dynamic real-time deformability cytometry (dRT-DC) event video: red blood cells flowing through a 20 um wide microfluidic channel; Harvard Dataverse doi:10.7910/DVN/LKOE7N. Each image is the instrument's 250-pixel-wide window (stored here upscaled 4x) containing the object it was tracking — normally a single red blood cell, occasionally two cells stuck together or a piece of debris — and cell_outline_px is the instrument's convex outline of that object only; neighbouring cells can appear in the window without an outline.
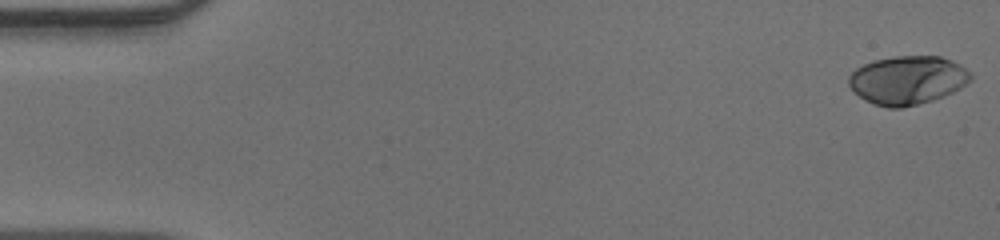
{"species": "human", "species_latin": "Homo sapiens", "temperature_condition": "warm", "stored_images_in_passage": 49, "camera_frame_rate_fps": 3000, "um_per_image_px": 0.085, "donor": {"sex": "male"}, "frame": {"image": 1, "passage_image": 1, "time_ms": 0.0, "image_size_px": [1000, 240], "cell_outline_px": [[972, 80], [960, 88], [944, 96], [932, 100], [900, 108], [888, 108], [872, 104], [864, 100], [848, 84], [848, 76], [856, 68], [872, 60], [892, 56], [940, 56], [952, 60], [960, 64], [972, 72]], "centroid_in_image_um": [77.15, 6.8], "position_along_channel_um": 7.8, "area_um2": 34.74}}
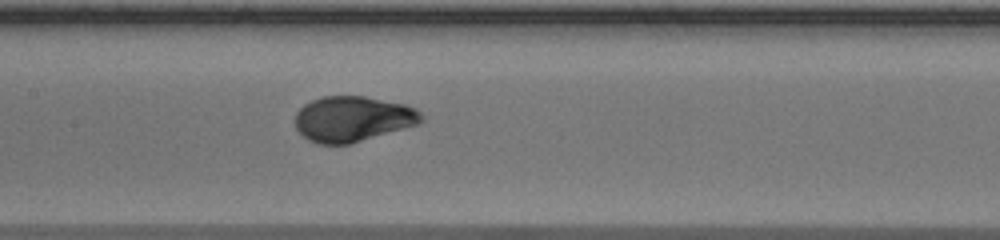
{"frame": {"image": 2, "passage_image": 24, "time_ms": 7.667, "image_size_px": [1000, 240], "cell_outline_px": [[424, 120], [420, 124], [352, 144], [316, 144], [308, 140], [296, 128], [296, 112], [304, 104], [312, 100], [324, 96], [364, 96], [404, 104], [416, 108], [424, 116]], "centroid_in_image_um": [30.01, 10.12], "position_along_channel_um": 177.4, "area_um2": 33.7}}
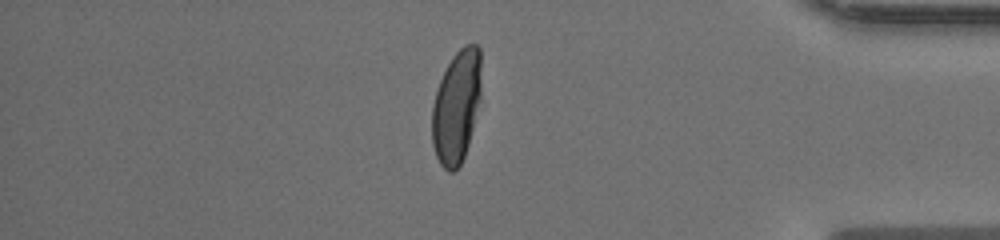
{"frame": {"image": 3, "passage_image": 42, "time_ms": 13.667, "image_size_px": [1000, 240], "cell_outline_px": [[480, 96], [468, 144], [464, 156], [460, 164], [452, 172], [448, 172], [440, 164], [436, 156], [432, 144], [432, 104], [440, 80], [452, 56], [464, 44], [476, 44], [480, 48]], "centroid_in_image_um": [38.78, 9.05], "position_along_channel_um": 396.4, "area_um2": 32.02}}